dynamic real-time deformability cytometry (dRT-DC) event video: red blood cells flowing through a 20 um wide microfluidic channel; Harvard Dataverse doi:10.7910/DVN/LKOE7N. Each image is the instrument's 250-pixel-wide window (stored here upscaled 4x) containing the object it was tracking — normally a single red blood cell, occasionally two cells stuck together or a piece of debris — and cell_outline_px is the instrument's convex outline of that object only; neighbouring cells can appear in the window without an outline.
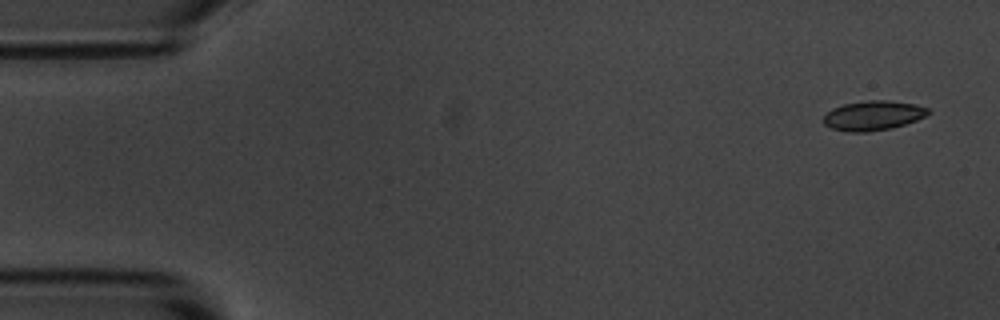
{"species": "common noctule bat (a hibernating species)", "species_latin": "Nyctalus noctula", "temperature_condition": "room temperature", "stored_images_in_passage": 5, "camera_frame_rate_fps": 3000, "um_per_image_px": 0.085, "animal": {"sex": "male", "body_mass_g": 20.1, "forearm_length_mm": 53.5}, "frame": {"image": 1, "passage_image": 1, "time_ms": 0.0, "image_size_px": [1000, 320], "cell_outline_px": [[932, 112], [916, 120], [892, 128], [868, 132], [848, 132], [832, 128], [824, 124], [824, 116], [832, 108], [844, 104], [868, 100], [888, 100], [916, 104], [928, 108]], "centroid_in_image_um": [74.23, 9.82], "position_along_channel_um": 10.8, "area_um2": 18.03}}
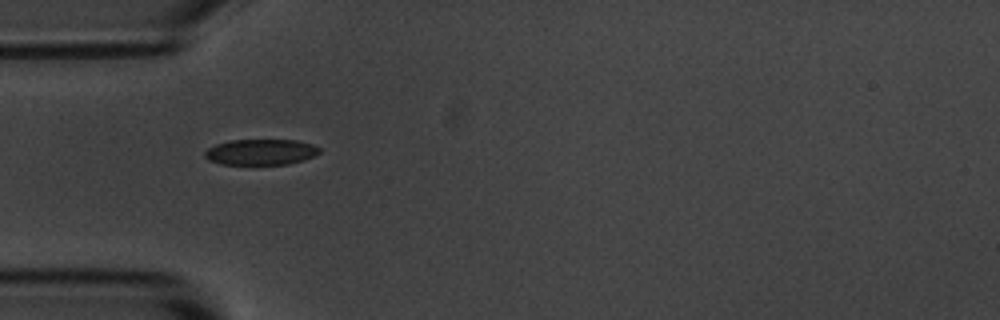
{"frame": {"image": 2, "passage_image": 4, "time_ms": 4.667, "image_size_px": [1000, 320], "cell_outline_px": [[320, 152], [304, 160], [288, 164], [220, 164], [208, 160], [204, 156], [204, 152], [208, 148], [216, 144], [228, 140], [296, 140], [312, 144], [320, 148]], "centroid_in_image_um": [22.14, 12.92], "position_along_channel_um": 62.9, "area_um2": 17.22}}